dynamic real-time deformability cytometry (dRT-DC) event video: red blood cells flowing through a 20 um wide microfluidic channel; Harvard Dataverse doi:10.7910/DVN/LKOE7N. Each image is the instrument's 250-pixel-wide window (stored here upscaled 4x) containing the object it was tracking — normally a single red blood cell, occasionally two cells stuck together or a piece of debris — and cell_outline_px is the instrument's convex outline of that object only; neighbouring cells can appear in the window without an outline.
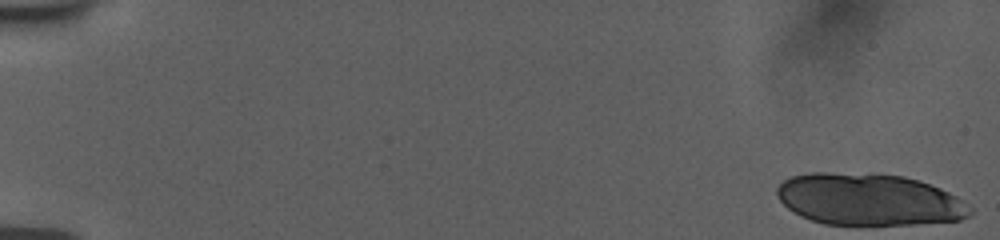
{"species": "human", "species_latin": "Homo sapiens", "temperature_condition": "room temperature", "stored_images_in_passage": 20, "camera_frame_rate_fps": 3000, "um_per_image_px": 0.085, "donor": {"sex": "female"}, "frame": {"image": 1, "passage_image": 1, "time_ms": 0.0, "image_size_px": [1000, 240], "cell_outline_px": [[972, 212], [968, 216], [960, 220], [912, 224], [824, 224], [800, 216], [788, 208], [780, 200], [776, 192], [776, 188], [784, 180], [792, 176], [812, 172], [828, 172], [904, 176], [920, 180], [940, 188], [956, 196], [972, 208]], "centroid_in_image_um": [73.86, 16.95], "position_along_channel_um": 11.1, "area_um2": 57.97}}